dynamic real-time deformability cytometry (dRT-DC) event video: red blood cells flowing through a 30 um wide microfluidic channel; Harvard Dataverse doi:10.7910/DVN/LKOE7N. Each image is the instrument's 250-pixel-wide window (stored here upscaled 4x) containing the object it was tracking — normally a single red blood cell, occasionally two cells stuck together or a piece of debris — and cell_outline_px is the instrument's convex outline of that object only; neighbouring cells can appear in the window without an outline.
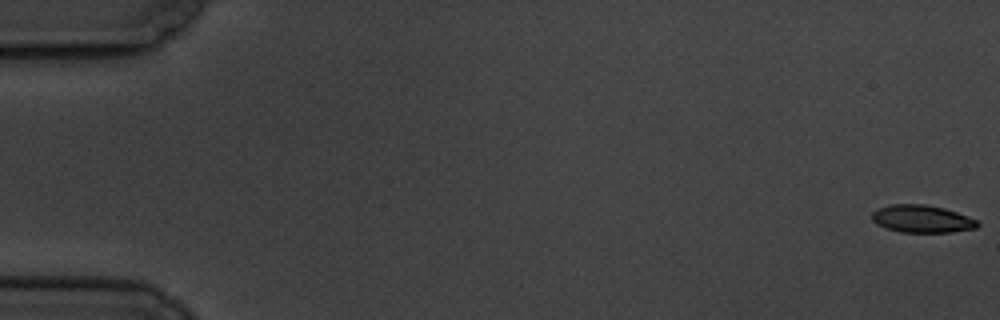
{"species": "common noctule bat (a hibernating species)", "species_latin": "Nyctalus noctula", "temperature_condition": "cold", "stored_images_in_passage": 5, "camera_frame_rate_fps": 3000, "um_per_image_px": 0.085, "animal": {"sex": "male", "body_mass_g": 19.5, "forearm_length_mm": 54.6}, "frame": {"image": 1, "passage_image": 1, "time_ms": 0.0, "image_size_px": [1000, 320], "cell_outline_px": [[980, 224], [976, 228], [952, 232], [900, 232], [876, 224], [872, 220], [872, 212], [876, 208], [892, 204], [924, 204], [944, 208], [956, 212], [976, 220]], "centroid_in_image_um": [78.33, 18.6], "position_along_channel_um": 6.7, "area_um2": 16.88}}
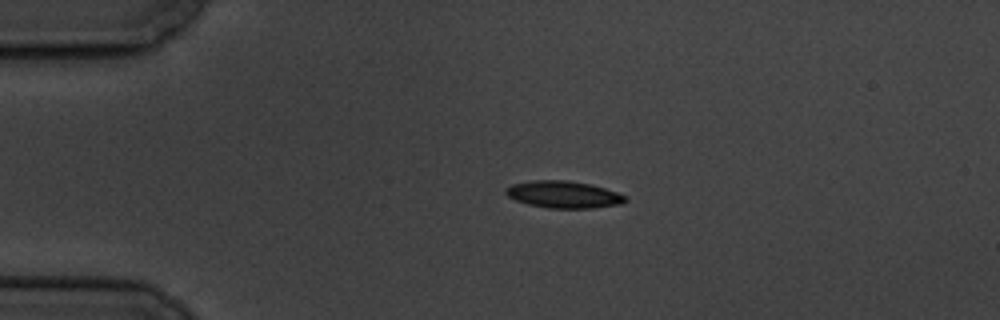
{"frame": {"image": 2, "passage_image": 4, "time_ms": 4.333, "image_size_px": [1000, 320], "cell_outline_px": [[628, 200], [620, 204], [592, 208], [548, 208], [528, 204], [516, 200], [508, 196], [504, 192], [504, 188], [512, 184], [532, 180], [568, 180], [588, 184], [604, 188], [616, 192], [624, 196]], "centroid_in_image_um": [47.86, 16.53], "position_along_channel_um": 37.1, "area_um2": 18.73}}